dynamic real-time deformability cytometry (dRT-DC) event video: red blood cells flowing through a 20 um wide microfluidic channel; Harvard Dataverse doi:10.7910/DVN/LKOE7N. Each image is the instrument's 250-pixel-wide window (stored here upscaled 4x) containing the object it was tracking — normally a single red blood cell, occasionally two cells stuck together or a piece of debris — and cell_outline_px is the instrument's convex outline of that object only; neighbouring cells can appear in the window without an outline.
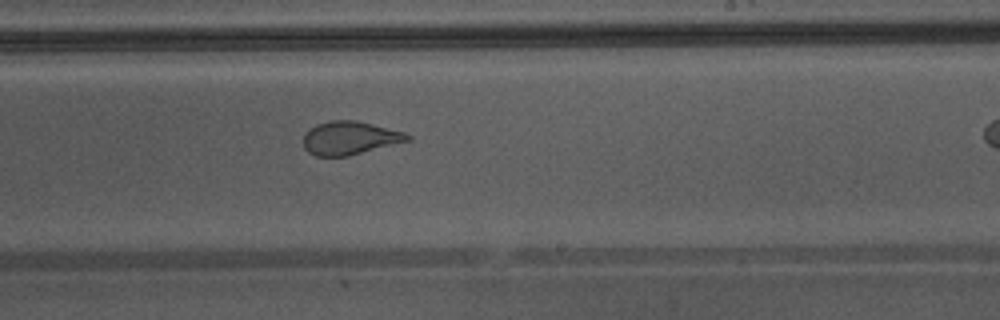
{"species": "Egyptian fruit bat (a non-hibernating species)", "species_latin": "Rousettus aegyptiacus", "temperature_condition": "warm", "stored_images_in_passage": 35, "camera_frame_rate_fps": 3000, "um_per_image_px": 0.085, "animal": {"sex": "male"}, "frame": {"image": 1, "passage_image": 25, "time_ms": 8.0, "image_size_px": [1000, 320], "cell_outline_px": [[412, 140], [348, 156], [316, 156], [308, 152], [304, 148], [304, 136], [308, 128], [316, 124], [328, 120], [356, 120], [404, 132], [412, 136]], "centroid_in_image_um": [29.73, 11.72], "position_along_channel_um": 259.3, "area_um2": 20.35}}